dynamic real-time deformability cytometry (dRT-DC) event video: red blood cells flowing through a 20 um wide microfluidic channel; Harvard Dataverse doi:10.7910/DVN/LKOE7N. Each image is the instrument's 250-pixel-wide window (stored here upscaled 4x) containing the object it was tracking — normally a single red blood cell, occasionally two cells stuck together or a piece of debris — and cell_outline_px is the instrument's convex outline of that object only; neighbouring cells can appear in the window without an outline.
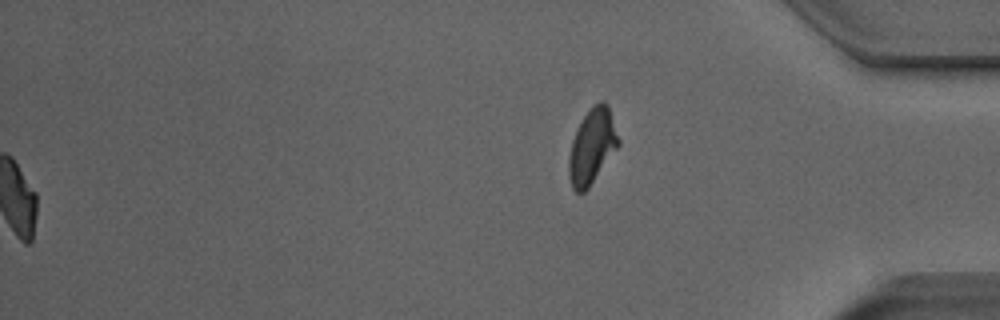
{"species": "Egyptian fruit bat (a non-hibernating species)", "species_latin": "Rousettus aegyptiacus", "temperature_condition": "room temperature", "stored_images_in_passage": 53, "segment_of_instrument_passage": [2, 2], "camera_frame_rate_fps": 3000, "um_per_image_px": 0.085, "animal": {"sex": "male"}, "frame": {"image": 1, "passage_image": 53, "time_ms": 17.333, "image_size_px": [1000, 320], "cell_outline_px": [[620, 144], [588, 188], [584, 192], [576, 192], [572, 188], [568, 172], [568, 156], [572, 140], [584, 116], [592, 104], [600, 100], [604, 100], [608, 104], [620, 140]], "centroid_in_image_um": [50.33, 12.41], "position_along_channel_um": 384.9, "area_um2": 21.62}}